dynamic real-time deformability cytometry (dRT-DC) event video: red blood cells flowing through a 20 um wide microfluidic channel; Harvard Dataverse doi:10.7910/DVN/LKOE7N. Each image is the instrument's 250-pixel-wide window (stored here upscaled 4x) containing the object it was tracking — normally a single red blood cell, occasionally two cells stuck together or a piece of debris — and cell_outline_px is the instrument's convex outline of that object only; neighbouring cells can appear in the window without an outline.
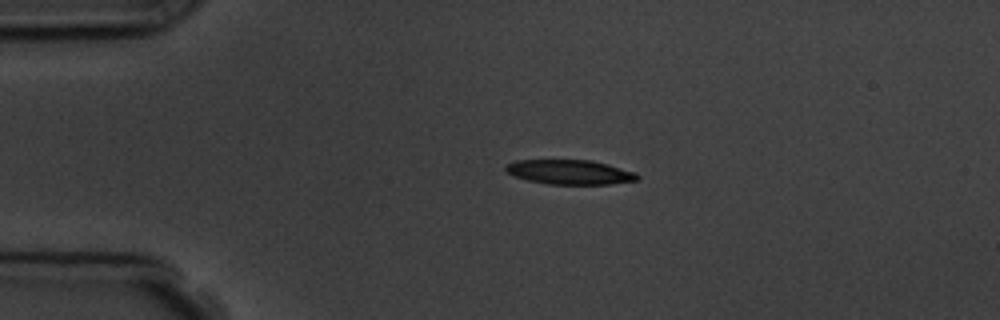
{"species": "common noctule bat (a hibernating species)", "species_latin": "Nyctalus noctula", "temperature_condition": "room temperature", "stored_images_in_passage": 4, "camera_frame_rate_fps": 3000, "um_per_image_px": 0.085, "animal": {"sex": "male", "body_mass_g": 19.5, "forearm_length_mm": 54.6}, "frame": {"image": 1, "passage_image": 3, "time_ms": 2.333, "image_size_px": [1000, 320], "cell_outline_px": [[640, 176], [636, 180], [608, 184], [548, 184], [528, 180], [516, 176], [508, 172], [504, 168], [508, 164], [516, 160], [592, 160], [608, 164], [636, 172]], "centroid_in_image_um": [48.46, 14.62], "position_along_channel_um": 36.5, "area_um2": 18.67}}